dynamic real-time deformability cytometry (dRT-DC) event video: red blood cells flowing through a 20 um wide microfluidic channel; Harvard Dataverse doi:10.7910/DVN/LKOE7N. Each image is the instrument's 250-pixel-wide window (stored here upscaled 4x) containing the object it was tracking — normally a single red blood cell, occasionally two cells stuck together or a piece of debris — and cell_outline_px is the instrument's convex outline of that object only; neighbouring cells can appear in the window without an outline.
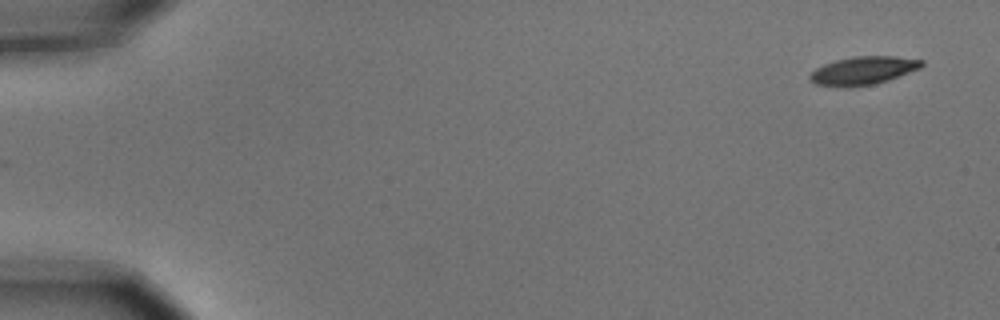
{"species": "common noctule bat (a hibernating species)", "species_latin": "Nyctalus noctula", "temperature_condition": "cold", "stored_images_in_passage": 7, "camera_frame_rate_fps": 3000, "um_per_image_px": 0.085, "animal": {"sex": "male", "body_mass_g": 15.6}, "frame": {"image": 1, "passage_image": 1, "time_ms": 0.0, "image_size_px": [1000, 320], "cell_outline_px": [[924, 64], [920, 68], [888, 80], [872, 84], [844, 88], [816, 84], [808, 80], [808, 76], [816, 68], [824, 64], [836, 60], [852, 56], [896, 56], [924, 60]], "centroid_in_image_um": [73.34, 6.0], "position_along_channel_um": 11.7, "area_um2": 18.44}}
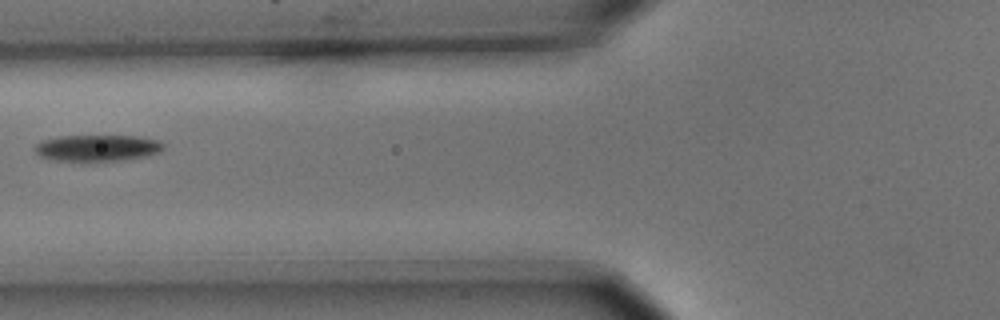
{"frame": {"image": 2, "passage_image": 6, "time_ms": 1.667, "image_size_px": [1000, 320], "cell_outline_px": [[164, 148], [160, 152], [144, 156], [88, 164], [80, 164], [52, 160], [40, 156], [32, 148], [40, 140], [60, 136], [136, 136], [160, 140], [164, 144]], "centroid_in_image_um": [8.19, 12.61], "position_along_channel_um": 117.6, "area_um2": 20.63}}
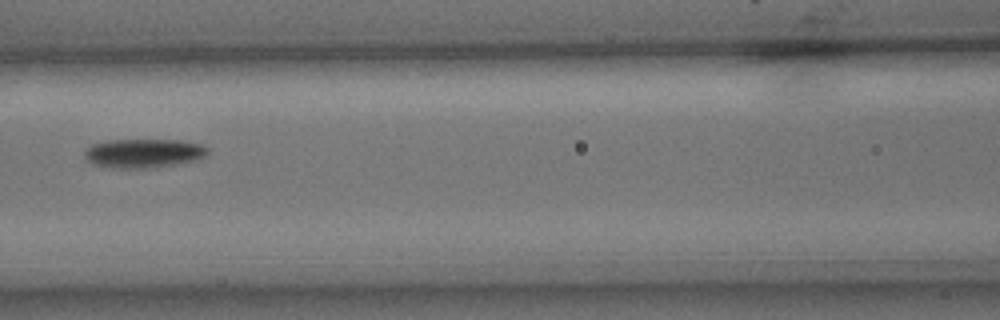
{"frame": {"image": 3, "passage_image": 7, "time_ms": 2.0, "image_size_px": [1000, 320], "cell_outline_px": [[208, 152], [204, 156], [196, 160], [176, 164], [152, 168], [112, 168], [92, 164], [84, 156], [84, 148], [92, 144], [108, 140], [180, 140], [204, 144], [208, 148]], "centroid_in_image_um": [12.19, 13.02], "position_along_channel_um": 154.4, "area_um2": 21.04}}